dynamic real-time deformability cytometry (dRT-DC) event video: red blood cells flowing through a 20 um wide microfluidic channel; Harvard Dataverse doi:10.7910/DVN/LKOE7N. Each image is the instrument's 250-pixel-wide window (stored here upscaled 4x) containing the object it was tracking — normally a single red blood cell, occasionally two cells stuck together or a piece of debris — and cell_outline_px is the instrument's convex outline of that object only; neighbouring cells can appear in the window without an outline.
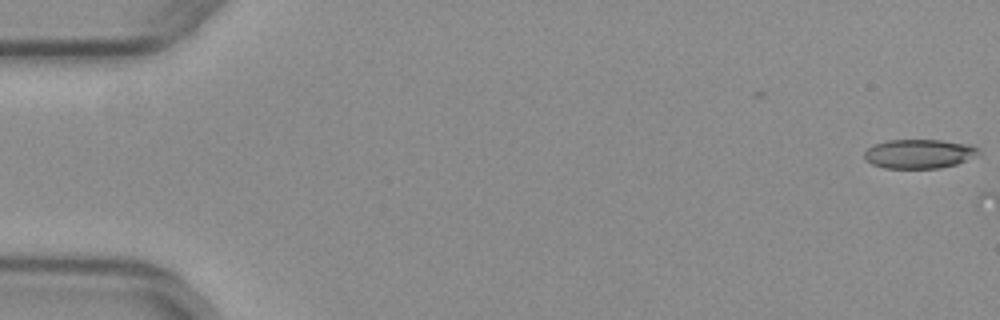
{"species": "common noctule bat (a hibernating species)", "species_latin": "Nyctalus noctula", "temperature_condition": "warm", "stored_images_in_passage": 2, "camera_frame_rate_fps": 3000, "um_per_image_px": 0.085, "animal": {"sex": "female", "body_mass_g": 29.2, "forearm_length_mm": 56.3}, "frame": {"image": 1, "passage_image": 1, "time_ms": 0.0, "image_size_px": [1000, 320], "cell_outline_px": [[980, 152], [956, 164], [940, 168], [884, 168], [872, 164], [864, 160], [864, 152], [872, 144], [888, 140], [940, 140], [968, 144], [980, 148]], "centroid_in_image_um": [78.06, 13.07], "position_along_channel_um": 6.9, "area_um2": 19.36}}